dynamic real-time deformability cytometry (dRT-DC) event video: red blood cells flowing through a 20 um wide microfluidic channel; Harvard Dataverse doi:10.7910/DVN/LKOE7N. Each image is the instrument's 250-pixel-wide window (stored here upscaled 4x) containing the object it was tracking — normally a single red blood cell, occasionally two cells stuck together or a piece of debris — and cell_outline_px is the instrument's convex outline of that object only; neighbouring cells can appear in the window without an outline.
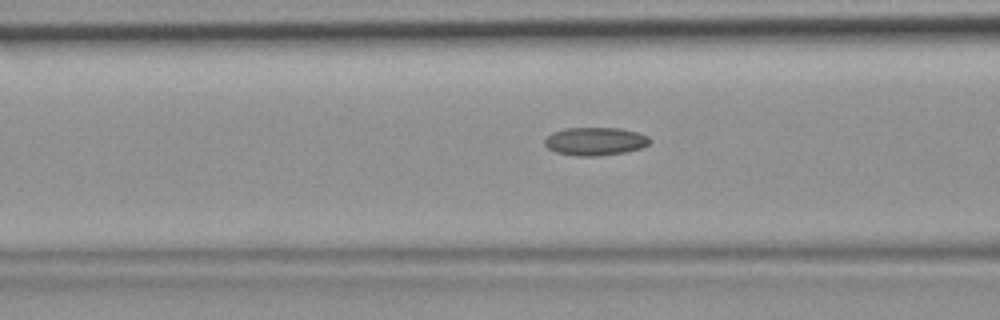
{"species": "common noctule bat (a hibernating species)", "species_latin": "Nyctalus noctula", "temperature_condition": "room temperature", "stored_images_in_passage": 47, "camera_frame_rate_fps": 3000, "um_per_image_px": 0.085, "animal": {"sex": "female", "body_mass_g": 19.9}, "frame": {"image": 1, "passage_image": 19, "time_ms": 6.0, "image_size_px": [1000, 320], "cell_outline_px": [[652, 140], [644, 148], [624, 152], [600, 156], [576, 156], [556, 152], [548, 148], [544, 144], [544, 140], [552, 132], [564, 128], [620, 128], [636, 132], [648, 136]], "centroid_in_image_um": [50.6, 12.01], "position_along_channel_um": 116.0, "area_um2": 17.34}}
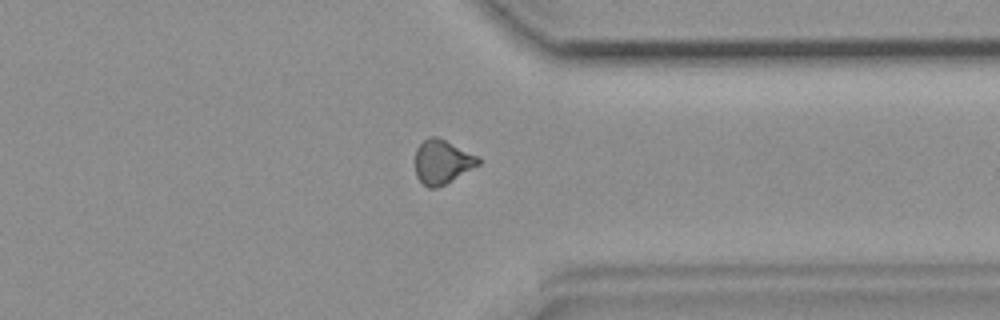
{"frame": {"image": 2, "passage_image": 37, "time_ms": 12.0, "image_size_px": [1000, 320], "cell_outline_px": [[480, 164], [444, 184], [436, 188], [428, 188], [416, 176], [416, 148], [424, 140], [432, 136], [436, 136], [480, 156]], "centroid_in_image_um": [37.6, 13.74], "position_along_channel_um": 373.8, "area_um2": 16.01}}
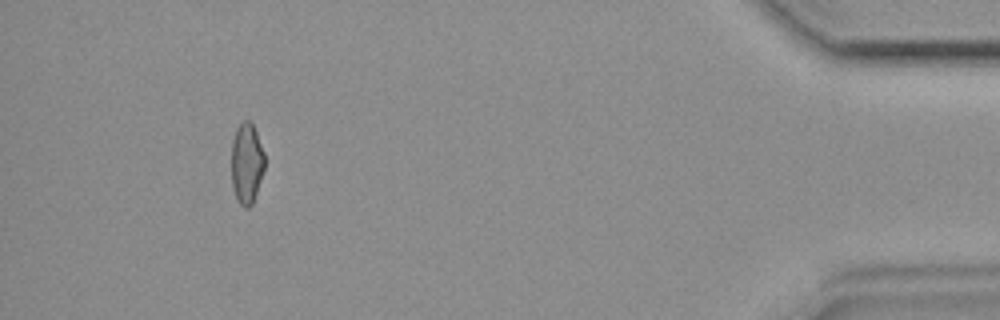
{"frame": {"image": 3, "passage_image": 44, "time_ms": 14.333, "image_size_px": [1000, 320], "cell_outline_px": [[264, 168], [252, 204], [248, 208], [244, 208], [240, 204], [236, 196], [232, 184], [232, 140], [236, 128], [244, 120], [252, 120], [264, 152]], "centroid_in_image_um": [20.97, 13.83], "position_along_channel_um": 414.2, "area_um2": 15.55}}